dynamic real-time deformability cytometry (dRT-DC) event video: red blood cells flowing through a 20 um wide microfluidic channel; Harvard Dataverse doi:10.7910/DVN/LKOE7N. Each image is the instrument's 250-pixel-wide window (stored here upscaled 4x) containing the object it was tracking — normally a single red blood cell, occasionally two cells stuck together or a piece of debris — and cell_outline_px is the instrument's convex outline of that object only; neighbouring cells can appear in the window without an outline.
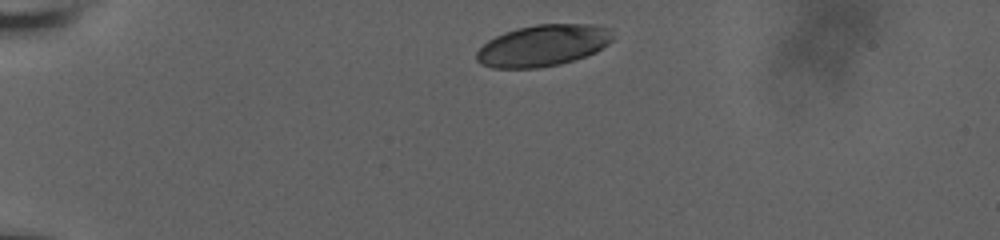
{"species": "human", "species_latin": "Homo sapiens", "temperature_condition": "room temperature", "stored_images_in_passage": 7, "camera_frame_rate_fps": 3000, "um_per_image_px": 0.085, "donor": {"sex": "male"}, "frame": {"image": 1, "passage_image": 1, "time_ms": 0.0, "image_size_px": [1000, 240], "cell_outline_px": [[612, 40], [608, 44], [596, 52], [560, 64], [536, 68], [492, 68], [480, 64], [476, 60], [476, 52], [488, 40], [504, 32], [516, 28], [536, 24], [592, 24], [612, 28]], "centroid_in_image_um": [46.15, 3.86], "position_along_channel_um": 38.9, "area_um2": 33.06}}
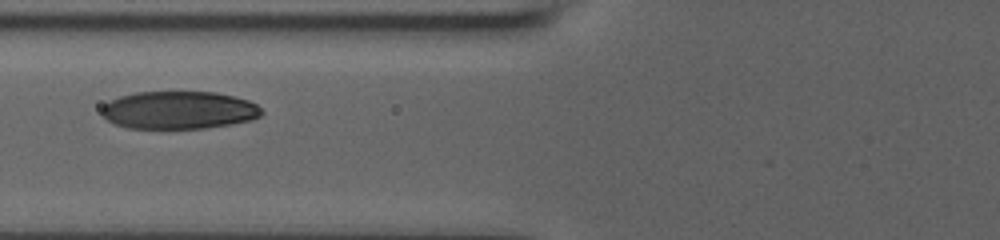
{"frame": {"image": 2, "passage_image": 5, "time_ms": 1.333, "image_size_px": [1000, 240], "cell_outline_px": [[264, 112], [260, 116], [252, 120], [232, 124], [204, 128], [128, 128], [116, 124], [108, 120], [100, 112], [100, 108], [104, 104], [120, 96], [136, 92], [216, 92], [248, 100], [256, 104]], "centroid_in_image_um": [15.21, 9.36], "position_along_channel_um": 110.6, "area_um2": 35.2}}
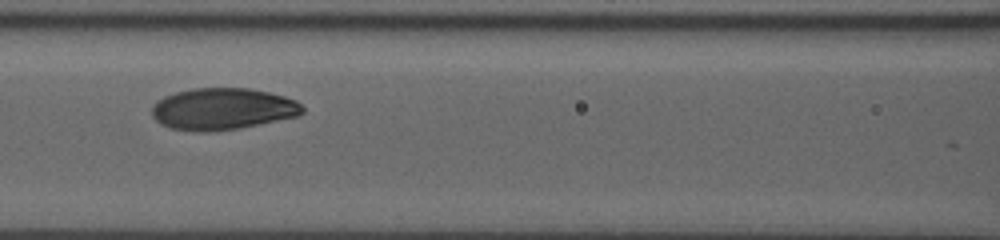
{"frame": {"image": 3, "passage_image": 6, "time_ms": 1.667, "image_size_px": [1000, 240], "cell_outline_px": [[304, 112], [296, 116], [240, 128], [208, 132], [196, 132], [168, 128], [160, 124], [152, 116], [152, 104], [156, 100], [164, 96], [176, 92], [192, 88], [248, 88], [268, 92], [284, 96], [296, 100], [304, 108]], "centroid_in_image_um": [18.87, 9.26], "position_along_channel_um": 147.7, "area_um2": 36.82}}